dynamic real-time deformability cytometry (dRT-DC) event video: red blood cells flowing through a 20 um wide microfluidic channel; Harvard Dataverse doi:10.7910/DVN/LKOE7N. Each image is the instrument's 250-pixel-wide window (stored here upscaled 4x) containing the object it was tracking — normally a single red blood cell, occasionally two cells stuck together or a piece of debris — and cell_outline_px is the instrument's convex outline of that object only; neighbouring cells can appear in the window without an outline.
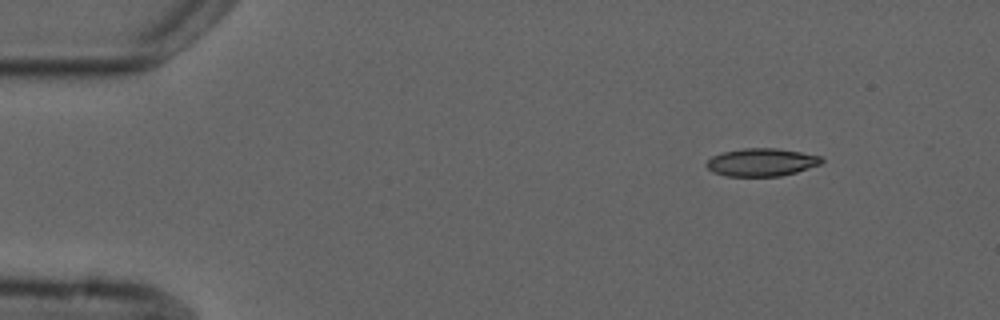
{"species": "common noctule bat (a hibernating species)", "species_latin": "Nyctalus noctula", "temperature_condition": "cold", "stored_images_in_passage": 6, "camera_frame_rate_fps": 3000, "um_per_image_px": 0.085, "animal": {"sex": "male", "forearm_length_mm": 52.5}, "frame": {"image": 1, "passage_image": 1, "time_ms": 0.0, "image_size_px": [1000, 320], "cell_outline_px": [[824, 160], [820, 164], [796, 172], [780, 176], [724, 176], [712, 172], [704, 164], [712, 156], [724, 152], [744, 148], [776, 148], [800, 152], [820, 156]], "centroid_in_image_um": [64.7, 13.79], "position_along_channel_um": 20.3, "area_um2": 18.61}}
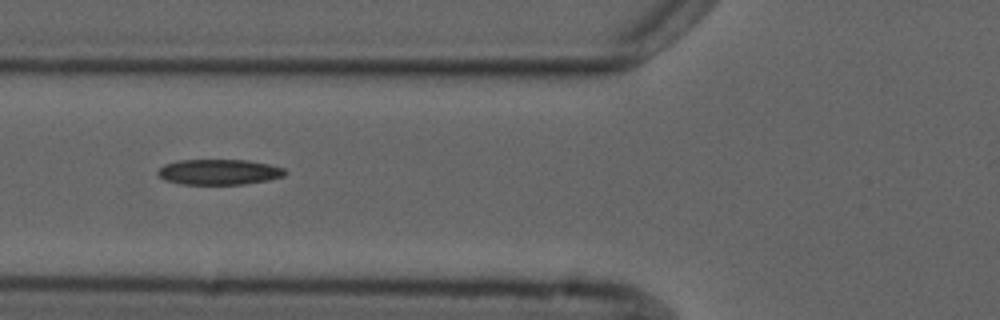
{"frame": {"image": 2, "passage_image": 5, "time_ms": 4.667, "image_size_px": [1000, 320], "cell_outline_px": [[288, 172], [284, 176], [268, 180], [244, 184], [180, 184], [164, 180], [156, 172], [164, 164], [176, 160], [248, 160], [268, 164], [284, 168]], "centroid_in_image_um": [18.61, 14.61], "position_along_channel_um": 107.2, "area_um2": 18.96}}
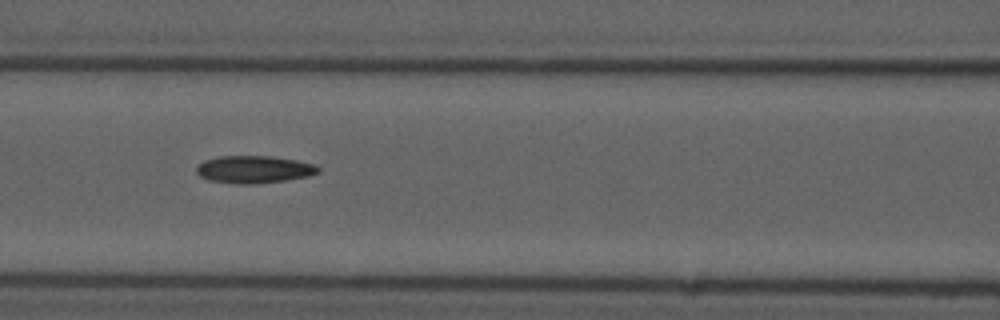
{"frame": {"image": 3, "passage_image": 6, "time_ms": 5.667, "image_size_px": [1000, 320], "cell_outline_px": [[320, 172], [308, 176], [284, 180], [256, 184], [236, 184], [208, 180], [200, 176], [196, 172], [196, 168], [204, 160], [220, 156], [268, 156], [296, 160], [316, 164], [320, 168]], "centroid_in_image_um": [21.59, 14.4], "position_along_channel_um": 145.0, "area_um2": 19.48}}